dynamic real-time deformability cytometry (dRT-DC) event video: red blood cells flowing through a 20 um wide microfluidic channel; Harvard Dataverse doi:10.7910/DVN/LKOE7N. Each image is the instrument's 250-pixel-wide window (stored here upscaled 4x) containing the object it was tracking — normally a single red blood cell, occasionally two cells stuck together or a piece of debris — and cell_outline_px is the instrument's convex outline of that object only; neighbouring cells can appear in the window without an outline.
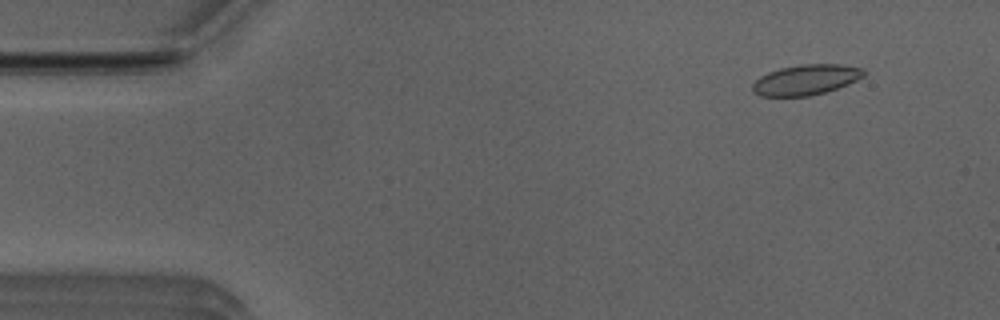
{"species": "Egyptian fruit bat (a non-hibernating species)", "species_latin": "Rousettus aegyptiacus", "temperature_condition": "room temperature", "stored_images_in_passage": 11, "camera_frame_rate_fps": 3000, "um_per_image_px": 0.085, "animal": {"sex": "male"}, "frame": {"image": 1, "passage_image": 5, "time_ms": 1.333, "image_size_px": [1000, 320], "cell_outline_px": [[864, 76], [848, 84], [812, 96], [760, 96], [752, 92], [752, 84], [760, 76], [768, 72], [780, 68], [800, 64], [840, 64], [864, 68]], "centroid_in_image_um": [68.48, 6.78], "position_along_channel_um": 16.5, "area_um2": 19.71}}